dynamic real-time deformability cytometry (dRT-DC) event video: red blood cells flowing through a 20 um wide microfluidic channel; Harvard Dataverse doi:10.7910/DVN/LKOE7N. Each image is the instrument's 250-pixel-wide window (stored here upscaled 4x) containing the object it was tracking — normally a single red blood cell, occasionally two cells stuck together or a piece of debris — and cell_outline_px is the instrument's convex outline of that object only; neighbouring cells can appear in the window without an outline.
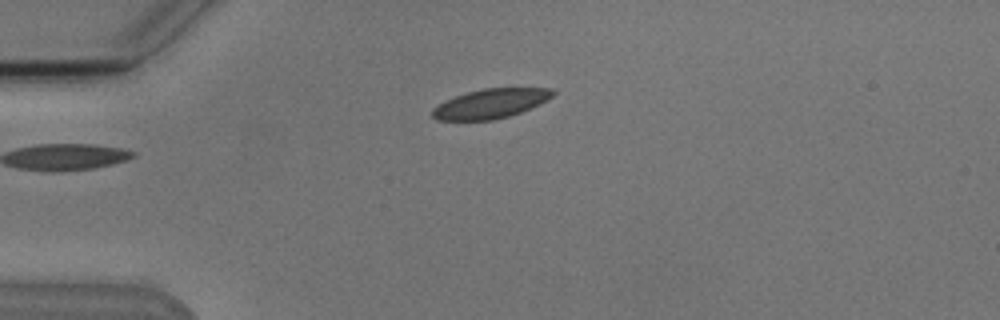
{"species": "Egyptian fruit bat (a non-hibernating species)", "species_latin": "Rousettus aegyptiacus", "temperature_condition": "cold", "stored_images_in_passage": 4, "camera_frame_rate_fps": 3000, "um_per_image_px": 0.085, "animal": {"sex": "male"}, "frame": {"image": 1, "passage_image": 4, "time_ms": 3.333, "image_size_px": [1000, 320], "cell_outline_px": [[556, 92], [552, 96], [520, 112], [508, 116], [492, 120], [436, 120], [432, 116], [432, 108], [456, 96], [468, 92], [484, 88], [552, 88]], "centroid_in_image_um": [41.67, 8.8], "position_along_channel_um": 43.3, "area_um2": 20.17}}